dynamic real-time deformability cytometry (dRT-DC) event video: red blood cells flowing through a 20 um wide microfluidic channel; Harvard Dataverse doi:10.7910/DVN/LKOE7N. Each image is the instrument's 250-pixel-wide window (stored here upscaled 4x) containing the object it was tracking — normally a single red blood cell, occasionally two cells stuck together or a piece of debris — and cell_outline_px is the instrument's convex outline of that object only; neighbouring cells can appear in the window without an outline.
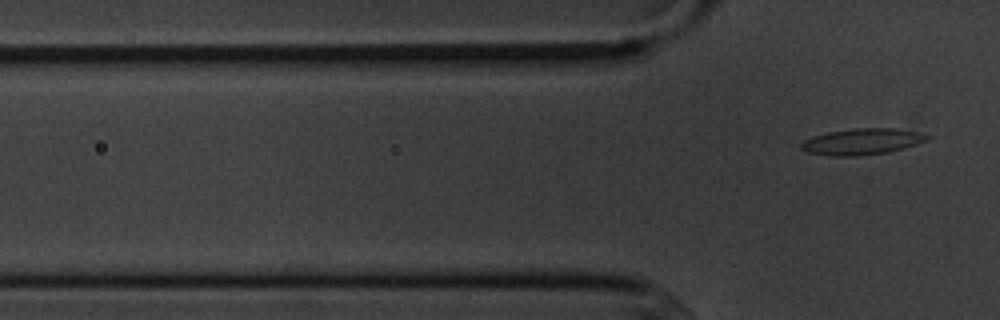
{"species": "common noctule bat (a hibernating species)", "species_latin": "Nyctalus noctula", "temperature_condition": "cold", "stored_images_in_passage": 6, "segment_of_instrument_passage": [2, 2], "camera_frame_rate_fps": 3000, "um_per_image_px": 0.085, "animal": {"sex": "male", "body_mass_g": 20.1, "forearm_length_mm": 53.5}, "frame": {"image": 1, "passage_image": 6, "time_ms": 6.0, "image_size_px": [1000, 320], "cell_outline_px": [[928, 140], [904, 148], [888, 152], [856, 156], [832, 156], [808, 152], [800, 148], [800, 144], [804, 140], [812, 136], [828, 132], [852, 128], [896, 128], [916, 132], [928, 136]], "centroid_in_image_um": [73.23, 12.03], "position_along_channel_um": 52.6, "area_um2": 19.13}}